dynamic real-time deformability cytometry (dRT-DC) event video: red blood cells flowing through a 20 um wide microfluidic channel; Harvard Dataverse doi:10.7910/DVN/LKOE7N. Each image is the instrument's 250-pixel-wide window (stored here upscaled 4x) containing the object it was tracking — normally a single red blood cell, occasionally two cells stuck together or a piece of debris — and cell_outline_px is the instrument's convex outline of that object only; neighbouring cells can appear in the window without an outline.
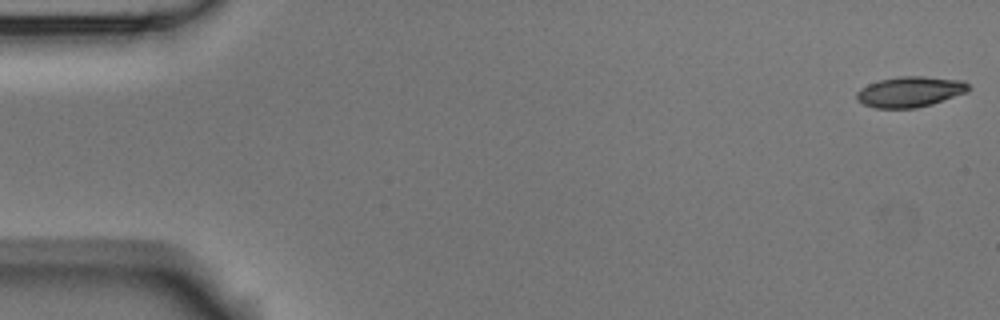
{"species": "Egyptian fruit bat (a non-hibernating species)", "species_latin": "Rousettus aegyptiacus", "temperature_condition": "room temperature", "stored_images_in_passage": 8, "camera_frame_rate_fps": 3000, "um_per_image_px": 0.085, "animal": {"sex": "male"}, "frame": {"image": 1, "passage_image": 1, "time_ms": 0.0, "image_size_px": [1000, 320], "cell_outline_px": [[972, 88], [968, 92], [932, 104], [916, 108], [876, 108], [864, 104], [856, 100], [856, 92], [860, 88], [868, 84], [880, 80], [900, 76], [924, 76], [964, 80]], "centroid_in_image_um": [77.38, 7.79], "position_along_channel_um": 7.6, "area_um2": 20.11}}
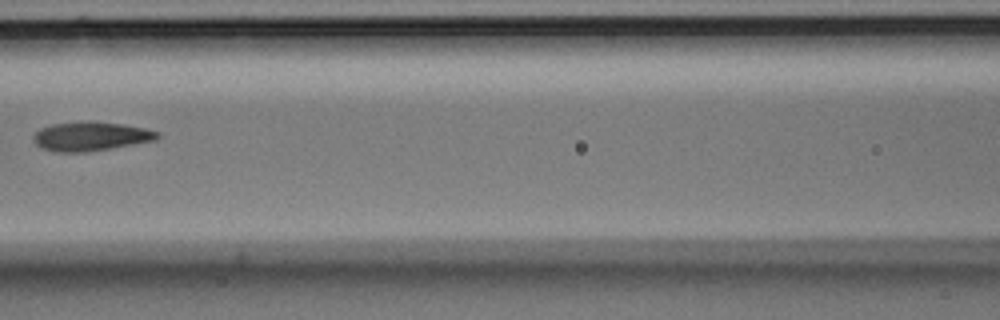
{"frame": {"image": 2, "passage_image": 7, "time_ms": 8.0, "image_size_px": [1000, 320], "cell_outline_px": [[160, 136], [156, 140], [112, 148], [84, 152], [56, 152], [40, 148], [32, 140], [32, 136], [40, 128], [52, 124], [120, 124], [144, 128], [160, 132]], "centroid_in_image_um": [7.7, 11.64], "position_along_channel_um": 158.9, "area_um2": 20.17}}
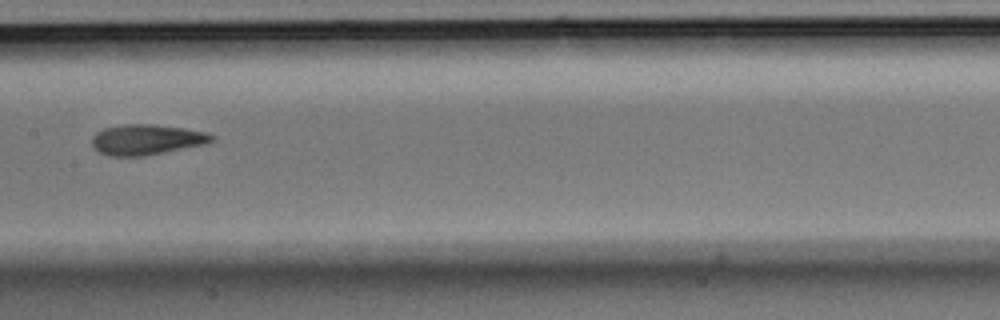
{"frame": {"image": 3, "passage_image": 8, "time_ms": 9.0, "image_size_px": [1000, 320], "cell_outline_px": [[212, 140], [204, 144], [144, 156], [108, 156], [100, 152], [92, 144], [92, 136], [96, 132], [104, 128], [124, 124], [152, 124], [184, 128], [204, 132], [212, 136]], "centroid_in_image_um": [12.39, 11.86], "position_along_channel_um": 195.0, "area_um2": 20.92}}